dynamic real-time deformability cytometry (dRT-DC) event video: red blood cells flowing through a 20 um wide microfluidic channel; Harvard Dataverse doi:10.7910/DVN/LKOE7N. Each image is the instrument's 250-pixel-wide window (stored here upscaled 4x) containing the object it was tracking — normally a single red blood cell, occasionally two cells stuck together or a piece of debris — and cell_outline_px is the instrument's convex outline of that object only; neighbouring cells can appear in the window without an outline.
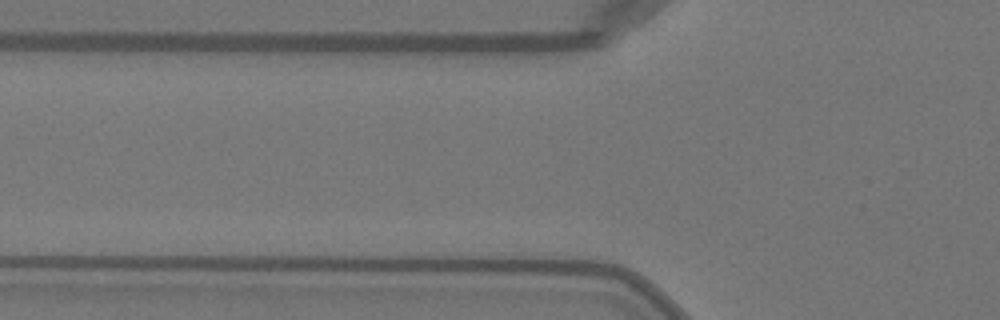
{"species": "Egyptian fruit bat (a non-hibernating species)", "species_latin": "Rousettus aegyptiacus", "temperature_condition": "warm", "stored_images_in_passage": 3, "segment_of_instrument_passage": [2, 2], "camera_frame_rate_fps": 3000, "um_per_image_px": 0.085, "animal": {"sex": "female"}, "frame": {"image": 1, "passage_image": 3, "time_ms": 0.667, "image_size_px": [1000, 320], "cell_outline_px": [[592, 32], [588, 44], [416, 48], [412, 48], [376, 36], [584, 28]], "centroid_in_image_um": [42.05, 3.28], "position_along_channel_um": 83.7, "area_um2": 20.75}}